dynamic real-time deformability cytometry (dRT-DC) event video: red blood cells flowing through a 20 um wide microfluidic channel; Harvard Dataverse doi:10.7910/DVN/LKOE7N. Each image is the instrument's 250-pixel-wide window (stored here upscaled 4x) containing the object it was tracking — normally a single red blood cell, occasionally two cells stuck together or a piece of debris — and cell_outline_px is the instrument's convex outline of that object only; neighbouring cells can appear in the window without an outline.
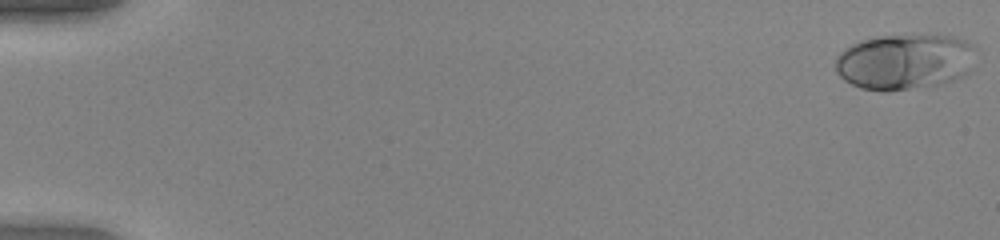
{"species": "human", "species_latin": "Homo sapiens", "temperature_condition": "warm", "stored_images_in_passage": 52, "camera_frame_rate_fps": 3000, "um_per_image_px": 0.085, "donor": {"sex": "female"}, "frame": {"image": 1, "passage_image": 1, "time_ms": 0.0, "image_size_px": [1000, 240], "cell_outline_px": [[972, 48], [968, 72], [964, 76], [956, 80], [944, 84], [888, 92], [884, 92], [860, 88], [844, 80], [836, 72], [836, 56], [844, 48], [860, 40], [880, 36], [952, 36], [964, 40], [972, 44]], "centroid_in_image_um": [76.83, 5.28], "position_along_channel_um": 8.2, "area_um2": 45.43}}
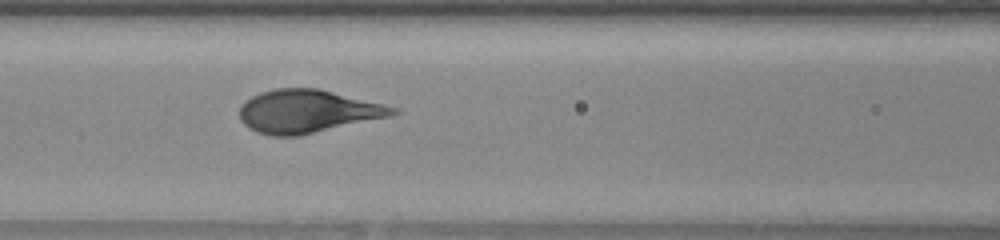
{"frame": {"image": 2, "passage_image": 24, "time_ms": 7.667, "image_size_px": [1000, 240], "cell_outline_px": [[400, 112], [392, 116], [300, 136], [272, 136], [256, 132], [248, 128], [240, 120], [240, 104], [244, 100], [260, 92], [276, 88], [320, 88], [400, 108]], "centroid_in_image_um": [26.15, 9.46], "position_along_channel_um": 140.4, "area_um2": 38.96}}
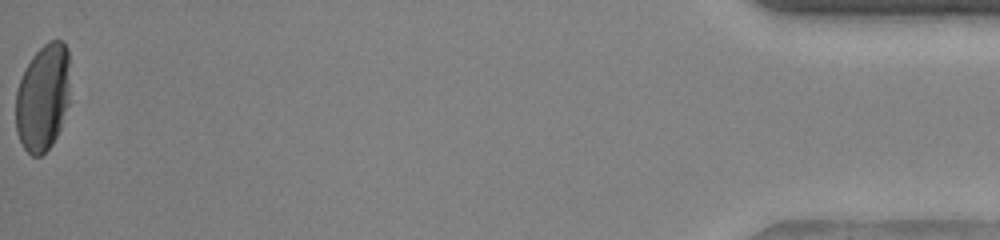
{"frame": {"image": 3, "passage_image": 52, "time_ms": 17.0, "image_size_px": [1000, 240], "cell_outline_px": [[68, 104], [60, 128], [52, 144], [40, 156], [32, 156], [24, 148], [16, 132], [16, 92], [24, 68], [32, 56], [44, 44], [52, 40], [64, 40], [68, 48]], "centroid_in_image_um": [3.63, 8.27], "position_along_channel_um": 431.6, "area_um2": 33.76}, "authors_computed_cell_mechanics": {"area_um2": 39.4196, "velocity_mm_per_s": 4.0592, "shape_relaxation_time_tau1_ms": 2.9975, "shape_relaxation_time_tau2_ms": null, "deformation_change_tau1": 0.1792, "deformation_change_tau2": null}}